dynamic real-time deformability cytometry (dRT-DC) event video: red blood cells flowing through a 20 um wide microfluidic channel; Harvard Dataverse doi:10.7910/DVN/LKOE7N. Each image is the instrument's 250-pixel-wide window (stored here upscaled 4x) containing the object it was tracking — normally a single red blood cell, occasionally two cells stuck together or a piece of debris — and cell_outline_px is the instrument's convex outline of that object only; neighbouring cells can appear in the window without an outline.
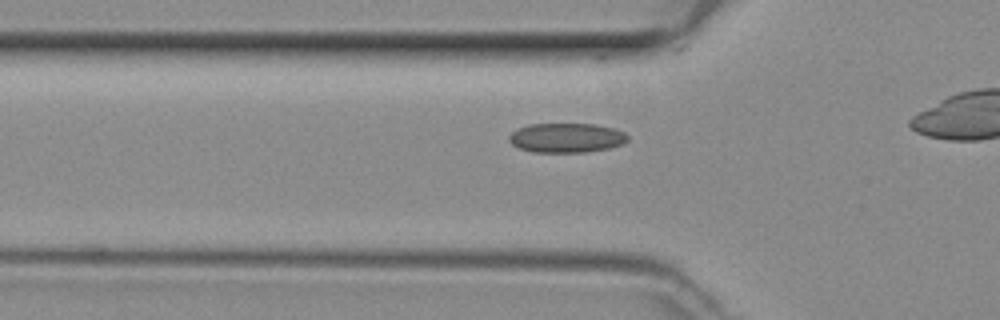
{"species": "common noctule bat (a hibernating species)", "species_latin": "Nyctalus noctula", "temperature_condition": "room temperature", "stored_images_in_passage": 26, "camera_frame_rate_fps": 3000, "um_per_image_px": 0.085, "animal": {"sex": "female", "body_mass_g": 29.2, "forearm_length_mm": 56.3}, "frame": {"image": 1, "passage_image": 12, "time_ms": 3.667, "image_size_px": [1000, 320], "cell_outline_px": [[628, 140], [620, 144], [608, 148], [584, 152], [532, 152], [520, 148], [512, 144], [508, 140], [508, 136], [512, 132], [528, 124], [596, 124], [616, 128], [624, 132], [628, 136]], "centroid_in_image_um": [48.15, 11.71], "position_along_channel_um": 77.7, "area_um2": 20.35}}
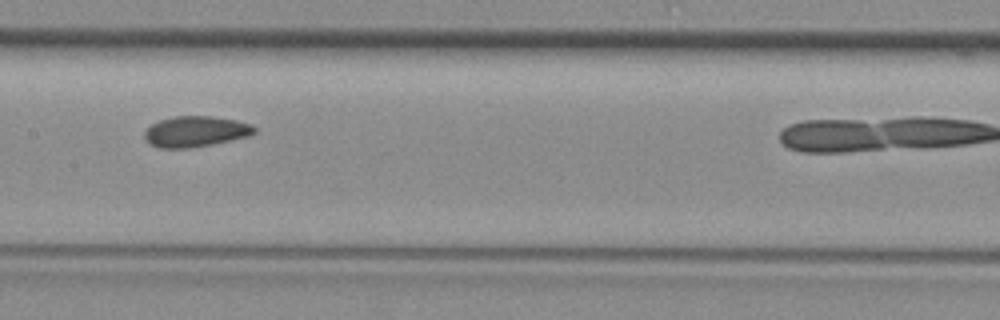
{"frame": {"image": 2, "passage_image": 20, "time_ms": 6.333, "image_size_px": [1000, 320], "cell_outline_px": [[256, 132], [248, 136], [212, 144], [188, 148], [160, 148], [152, 144], [144, 136], [144, 132], [152, 124], [160, 120], [176, 116], [212, 116], [236, 120], [252, 124], [256, 128]], "centroid_in_image_um": [16.65, 11.17], "position_along_channel_um": 190.7, "area_um2": 19.48}}
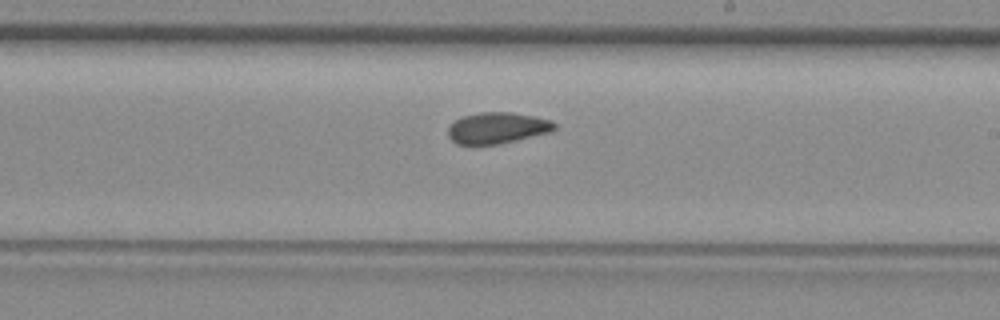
{"frame": {"image": 3, "passage_image": 24, "time_ms": 7.667, "image_size_px": [1000, 320], "cell_outline_px": [[556, 128], [548, 132], [500, 144], [456, 144], [448, 136], [448, 128], [456, 120], [464, 116], [480, 112], [512, 112], [552, 120], [556, 124]], "centroid_in_image_um": [42.26, 10.87], "position_along_channel_um": 246.7, "area_um2": 19.13}}